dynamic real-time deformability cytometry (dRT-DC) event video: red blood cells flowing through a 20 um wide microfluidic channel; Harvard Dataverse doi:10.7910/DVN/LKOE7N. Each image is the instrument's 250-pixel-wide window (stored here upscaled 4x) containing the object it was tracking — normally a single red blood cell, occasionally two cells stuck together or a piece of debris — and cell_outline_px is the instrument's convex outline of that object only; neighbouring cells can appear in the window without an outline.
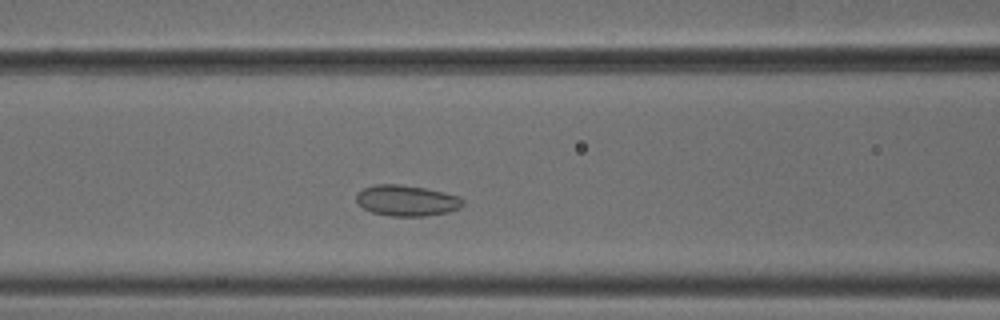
{"species": "common noctule bat (a hibernating species)", "species_latin": "Nyctalus noctula", "temperature_condition": "cold", "stored_images_in_passage": 48, "camera_frame_rate_fps": 3000, "um_per_image_px": 0.085, "animal": {"sex": "male", "body_mass_g": 18.8}, "frame": {"image": 1, "passage_image": 16, "time_ms": 5.0, "image_size_px": [1000, 320], "cell_outline_px": [[464, 204], [460, 208], [448, 212], [428, 216], [388, 216], [372, 212], [364, 208], [356, 200], [356, 192], [364, 188], [376, 184], [400, 184], [424, 188], [444, 192], [460, 196], [464, 200]], "centroid_in_image_um": [34.59, 17.05], "position_along_channel_um": 132.0, "area_um2": 19.31}}
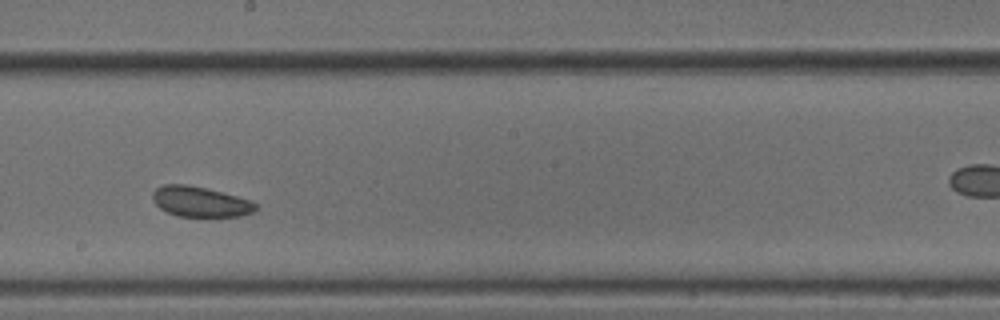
{"frame": {"image": 2, "passage_image": 24, "time_ms": 7.667, "image_size_px": [1000, 320], "cell_outline_px": [[260, 208], [252, 212], [240, 216], [180, 216], [168, 212], [160, 208], [152, 200], [152, 192], [156, 188], [164, 184], [184, 184], [204, 188], [252, 200]], "centroid_in_image_um": [17.02, 17.14], "position_along_channel_um": 231.2, "area_um2": 18.03}}
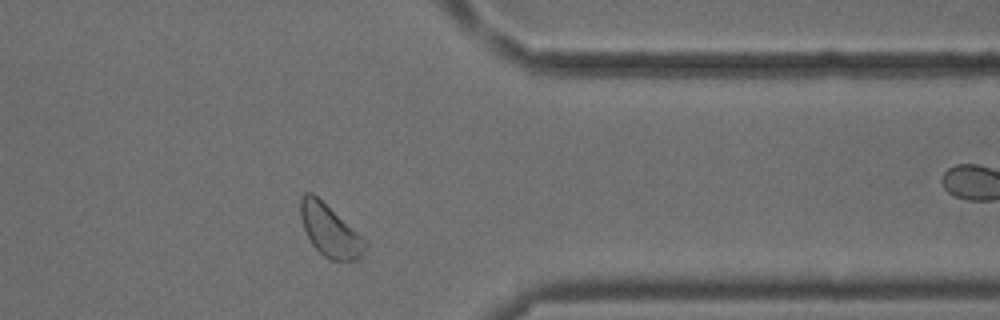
{"frame": {"image": 3, "passage_image": 37, "time_ms": 12.0, "image_size_px": [1000, 320], "cell_outline_px": [[368, 244], [360, 256], [356, 260], [332, 260], [324, 256], [312, 244], [304, 228], [300, 216], [300, 196], [304, 192], [312, 192], [356, 232]], "centroid_in_image_um": [27.99, 19.59], "position_along_channel_um": 383.4, "area_um2": 18.9}, "authors_computed_cell_mechanics": {"area_um2": 19.8832, "velocity_mm_per_s": 3.7249, "shape_relaxation_time_tau1_ms": null, "shape_relaxation_time_tau2_ms": 2.0958, "deformation_change_tau1": null, "deformation_change_tau2": 0.0608}}